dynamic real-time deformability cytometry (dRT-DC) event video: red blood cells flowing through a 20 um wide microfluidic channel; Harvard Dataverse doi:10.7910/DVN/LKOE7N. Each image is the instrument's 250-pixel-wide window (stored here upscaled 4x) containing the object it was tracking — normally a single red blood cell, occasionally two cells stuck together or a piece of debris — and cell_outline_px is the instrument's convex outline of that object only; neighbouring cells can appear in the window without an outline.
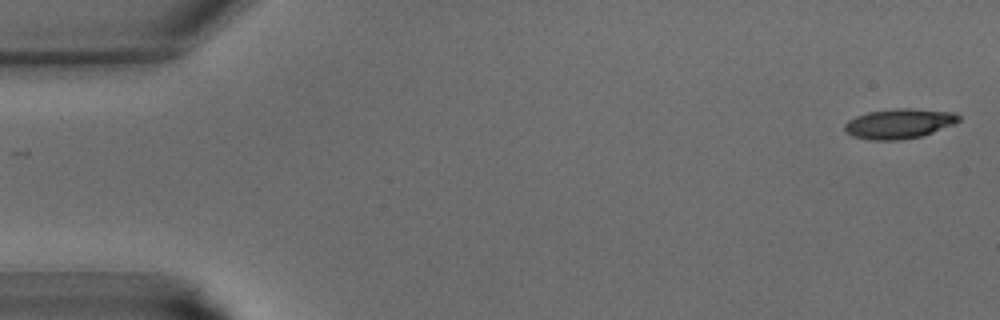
{"species": "common noctule bat (a hibernating species)", "species_latin": "Nyctalus noctula", "temperature_condition": "warm", "stored_images_in_passage": 41, "camera_frame_rate_fps": 3000, "um_per_image_px": 0.085, "animal": {"sex": "male", "body_mass_g": 15.6}, "frame": {"image": 1, "passage_image": 1, "time_ms": 0.0, "image_size_px": [1000, 320], "cell_outline_px": [[960, 120], [956, 124], [920, 136], [900, 140], [872, 140], [852, 136], [844, 128], [844, 124], [848, 120], [856, 116], [868, 112], [896, 108], [912, 108], [956, 112], [960, 116]], "centroid_in_image_um": [76.46, 10.5], "position_along_channel_um": 8.5, "area_um2": 19.94}}
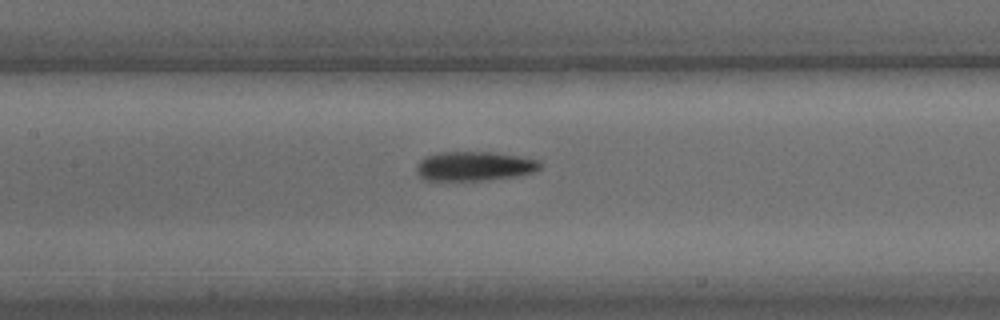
{"frame": {"image": 2, "passage_image": 19, "time_ms": 6.0, "image_size_px": [1000, 320], "cell_outline_px": [[544, 164], [536, 172], [516, 176], [480, 180], [424, 180], [416, 172], [416, 164], [424, 156], [440, 152], [492, 152], [520, 156], [540, 160]], "centroid_in_image_um": [40.34, 14.11], "position_along_channel_um": 167.1, "area_um2": 21.33}}
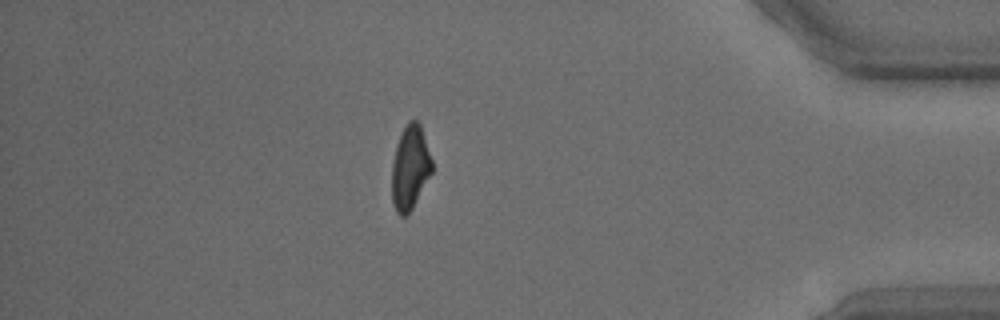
{"frame": {"image": 3, "passage_image": 36, "time_ms": 11.667, "image_size_px": [1000, 320], "cell_outline_px": [[432, 172], [412, 208], [404, 216], [400, 216], [396, 212], [392, 204], [392, 160], [396, 144], [408, 120], [416, 120], [420, 124], [432, 160]], "centroid_in_image_um": [34.84, 14.25], "position_along_channel_um": 400.4, "area_um2": 19.54}}